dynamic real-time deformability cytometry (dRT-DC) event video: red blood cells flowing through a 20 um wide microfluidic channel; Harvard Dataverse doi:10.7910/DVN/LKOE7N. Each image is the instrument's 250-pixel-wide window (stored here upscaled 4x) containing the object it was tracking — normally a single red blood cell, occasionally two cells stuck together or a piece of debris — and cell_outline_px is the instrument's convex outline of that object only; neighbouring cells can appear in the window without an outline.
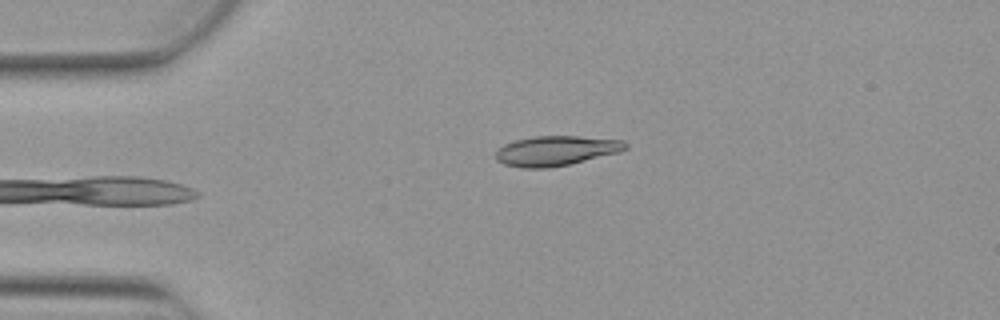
{"species": "Egyptian fruit bat (a non-hibernating species)", "species_latin": "Rousettus aegyptiacus", "temperature_condition": "warm", "stored_images_in_passage": 5, "camera_frame_rate_fps": 3000, "um_per_image_px": 0.085, "animal": {"sex": "female"}, "frame": {"image": 1, "passage_image": 5, "time_ms": 1.333, "image_size_px": [1000, 320], "cell_outline_px": [[628, 148], [620, 152], [568, 164], [548, 168], [520, 168], [504, 164], [496, 160], [496, 152], [504, 144], [516, 140], [536, 136], [576, 136], [624, 140], [628, 144]], "centroid_in_image_um": [47.27, 12.81], "position_along_channel_um": 37.7, "area_um2": 22.48}}